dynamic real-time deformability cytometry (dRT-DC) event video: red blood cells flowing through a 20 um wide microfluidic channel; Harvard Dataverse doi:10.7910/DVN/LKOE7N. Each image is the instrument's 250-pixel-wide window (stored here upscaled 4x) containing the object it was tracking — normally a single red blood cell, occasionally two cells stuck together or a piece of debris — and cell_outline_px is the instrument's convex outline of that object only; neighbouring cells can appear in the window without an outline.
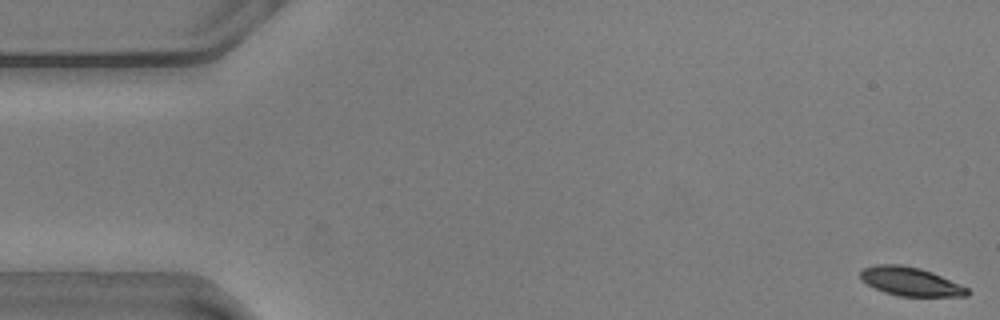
{"species": "common noctule bat (a hibernating species)", "species_latin": "Nyctalus noctula", "temperature_condition": "warm", "stored_images_in_passage": 56, "camera_frame_rate_fps": 3000, "um_per_image_px": 0.085, "animal": {"sex": "male", "body_mass_g": 20.5, "forearm_length_mm": 52.5}, "frame": {"image": 1, "passage_image": 1, "time_ms": 0.0, "image_size_px": [1000, 320], "cell_outline_px": [[968, 296], [900, 296], [884, 292], [868, 284], [860, 276], [860, 272], [864, 268], [876, 264], [900, 264], [920, 268], [932, 272], [968, 288]], "centroid_in_image_um": [77.39, 23.92], "position_along_channel_um": 7.6, "area_um2": 17.57}}
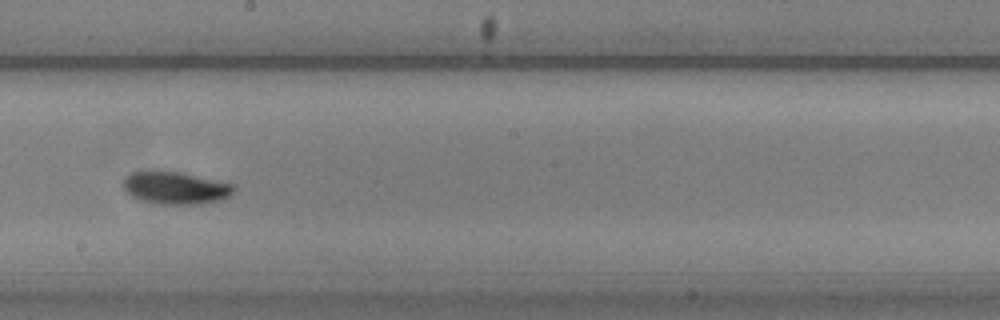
{"frame": {"image": 2, "passage_image": 31, "time_ms": 10.0, "image_size_px": [1000, 320], "cell_outline_px": [[236, 188], [228, 196], [220, 200], [200, 204], [156, 204], [140, 200], [132, 196], [124, 188], [124, 176], [132, 172], [152, 168], [156, 168], [180, 172], [236, 184]], "centroid_in_image_um": [14.89, 15.93], "position_along_channel_um": 233.3, "area_um2": 21.5}}
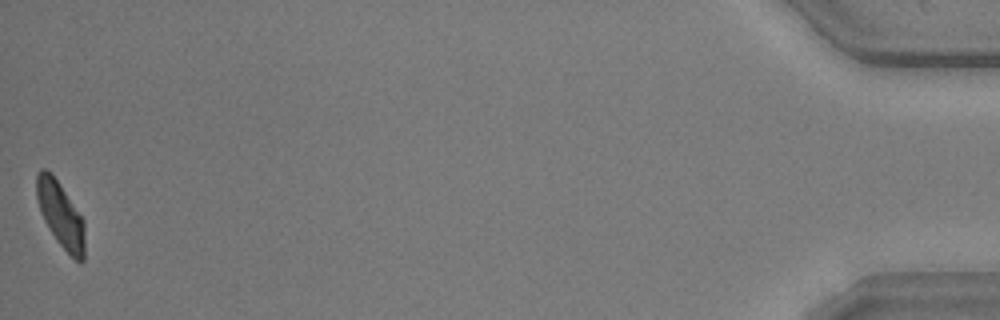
{"frame": {"image": 3, "passage_image": 56, "time_ms": 18.333, "image_size_px": [1000, 320], "cell_outline_px": [[84, 260], [80, 264], [56, 240], [48, 228], [40, 212], [36, 200], [36, 172], [40, 168], [44, 168], [52, 172], [84, 220]], "centroid_in_image_um": [5.12, 18.2], "position_along_channel_um": 430.1, "area_um2": 18.55}, "authors_computed_cell_mechanics": {"area_um2": 19.6231, "velocity_mm_per_s": 3.5841, "shape_relaxation_time_tau1_ms": 2.213, "shape_relaxation_time_tau2_ms": 2.9531, "deformation_change_tau1": 0.1354, "deformation_change_tau2": 0.0723}}